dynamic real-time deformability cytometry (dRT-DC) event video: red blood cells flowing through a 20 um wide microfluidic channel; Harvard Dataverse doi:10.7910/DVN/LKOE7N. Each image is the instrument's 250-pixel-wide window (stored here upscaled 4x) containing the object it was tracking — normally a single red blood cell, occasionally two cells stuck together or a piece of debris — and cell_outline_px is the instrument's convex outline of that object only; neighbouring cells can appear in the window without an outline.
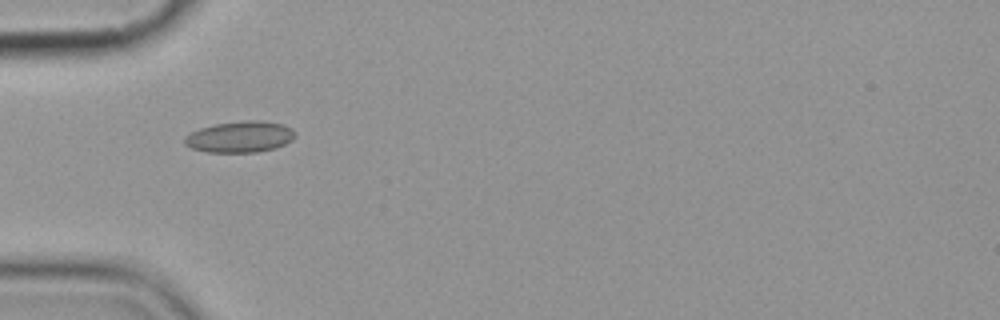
{"species": "common noctule bat (a hibernating species)", "species_latin": "Nyctalus noctula", "temperature_condition": "cold", "stored_images_in_passage": 2, "camera_frame_rate_fps": 3000, "um_per_image_px": 0.085, "animal": {"sex": "female", "body_mass_g": 19.9}, "frame": {"image": 1, "passage_image": 1, "time_ms": 0.0, "image_size_px": [1000, 320], "cell_outline_px": [[296, 136], [292, 140], [276, 148], [256, 152], [208, 152], [192, 148], [184, 144], [184, 136], [200, 128], [216, 124], [244, 120], [264, 120], [284, 124], [292, 128]], "centroid_in_image_um": [20.42, 11.62], "position_along_channel_um": 64.6, "area_um2": 20.23}}
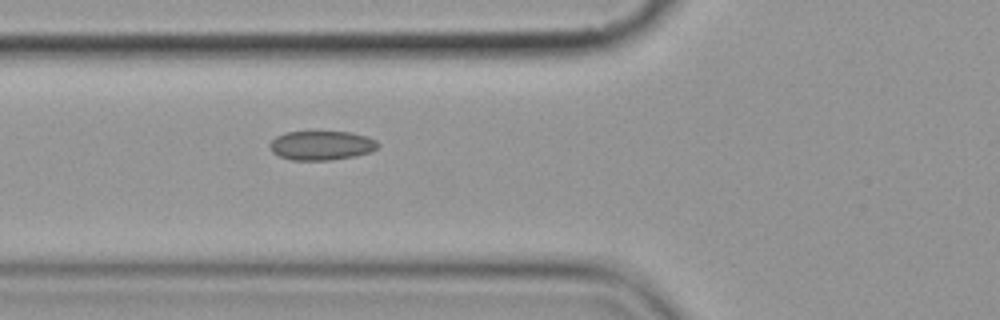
{"frame": {"image": 2, "passage_image": 2, "time_ms": 1.0, "image_size_px": [1000, 320], "cell_outline_px": [[380, 144], [372, 152], [356, 156], [332, 160], [292, 160], [280, 156], [272, 152], [268, 144], [276, 136], [284, 132], [352, 132], [368, 136], [376, 140]], "centroid_in_image_um": [27.35, 12.36], "position_along_channel_um": 98.5, "area_um2": 18.61}}